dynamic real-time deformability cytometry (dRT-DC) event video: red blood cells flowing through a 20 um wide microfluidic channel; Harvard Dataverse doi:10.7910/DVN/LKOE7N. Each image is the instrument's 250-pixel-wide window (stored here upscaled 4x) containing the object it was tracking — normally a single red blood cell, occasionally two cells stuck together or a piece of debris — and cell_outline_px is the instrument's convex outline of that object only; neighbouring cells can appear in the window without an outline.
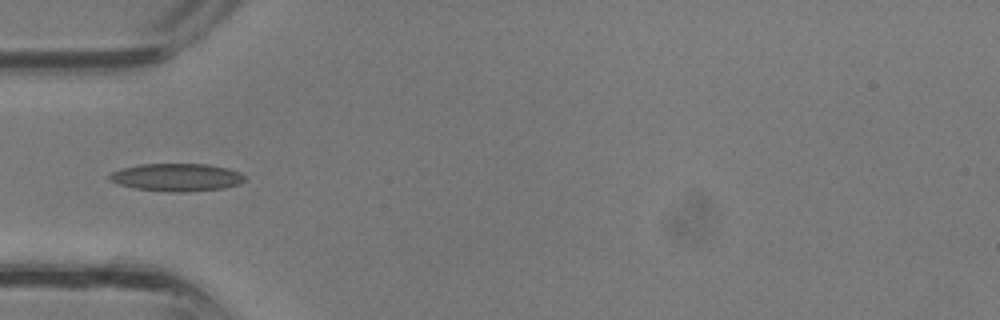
{"species": "common noctule bat (a hibernating species)", "species_latin": "Nyctalus noctula", "temperature_condition": "room temperature", "stored_images_in_passage": 36, "camera_frame_rate_fps": 3000, "um_per_image_px": 0.085, "animal": {"sex": "male", "body_mass_g": 13.3}, "frame": {"image": 1, "passage_image": 12, "time_ms": 3.667, "image_size_px": [1000, 320], "cell_outline_px": [[244, 180], [240, 184], [224, 188], [188, 192], [172, 192], [136, 188], [120, 184], [108, 180], [108, 176], [112, 172], [120, 168], [140, 164], [208, 164], [228, 168], [240, 172], [244, 176]], "centroid_in_image_um": [15.03, 15.07], "position_along_channel_um": 70.0, "area_um2": 21.91}}
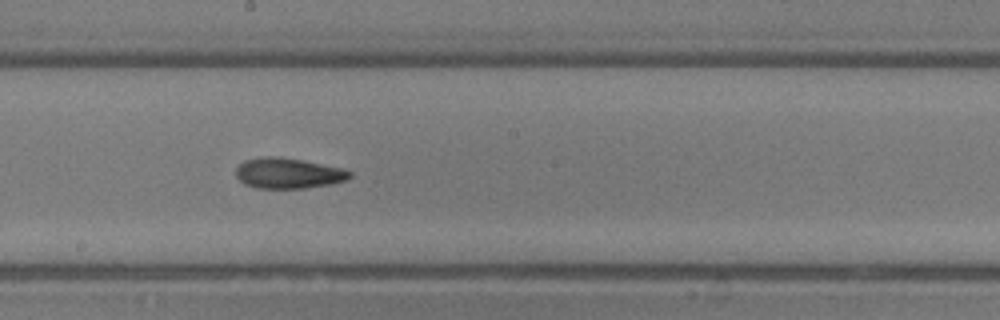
{"frame": {"image": 2, "passage_image": 20, "time_ms": 6.333, "image_size_px": [1000, 320], "cell_outline_px": [[352, 176], [348, 180], [332, 184], [304, 188], [256, 188], [244, 184], [236, 176], [236, 168], [244, 160], [264, 156], [280, 156], [340, 168], [352, 172]], "centroid_in_image_um": [24.48, 14.73], "position_along_channel_um": 223.7, "area_um2": 20.23}}
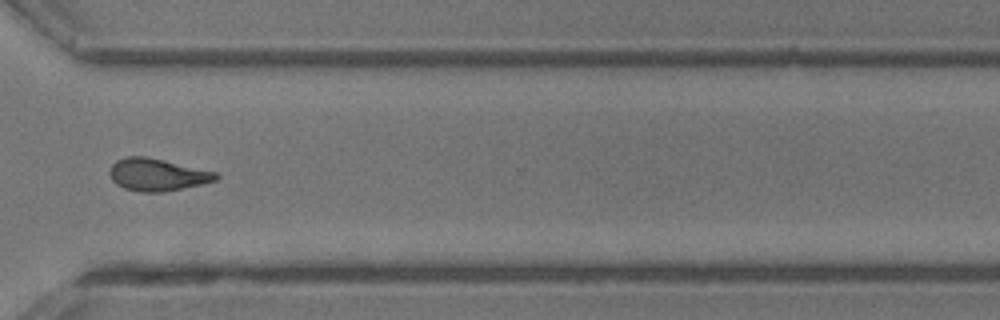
{"frame": {"image": 3, "passage_image": 27, "time_ms": 8.667, "image_size_px": [1000, 320], "cell_outline_px": [[220, 176], [216, 180], [200, 184], [164, 192], [140, 192], [124, 188], [116, 184], [112, 180], [108, 172], [112, 164], [116, 160], [128, 156], [144, 156], [164, 160], [216, 172]], "centroid_in_image_um": [13.33, 14.85], "position_along_channel_um": 357.3, "area_um2": 19.94}}